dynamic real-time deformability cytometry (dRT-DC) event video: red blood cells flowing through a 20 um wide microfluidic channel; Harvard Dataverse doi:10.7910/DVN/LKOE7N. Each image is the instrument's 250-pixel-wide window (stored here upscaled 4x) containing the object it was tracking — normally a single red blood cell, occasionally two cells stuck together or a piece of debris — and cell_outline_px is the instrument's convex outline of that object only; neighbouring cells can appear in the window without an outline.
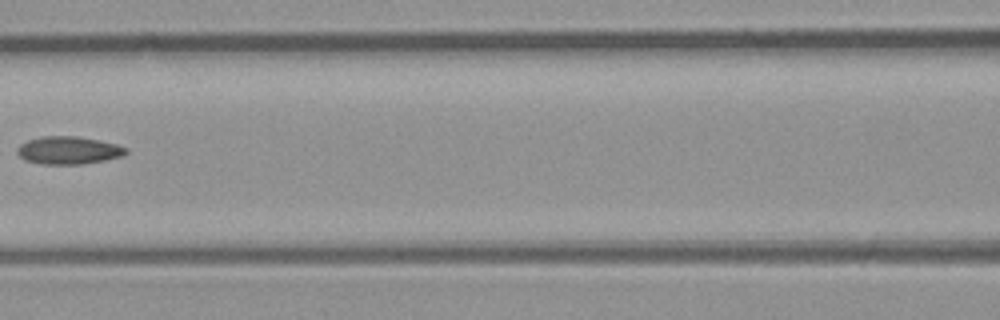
{"species": "common noctule bat (a hibernating species)", "species_latin": "Nyctalus noctula", "temperature_condition": "room temperature", "stored_images_in_passage": 8, "camera_frame_rate_fps": 3000, "um_per_image_px": 0.085, "animal": {"sex": "male", "body_mass_g": 23.1, "forearm_length_mm": 52.7}, "frame": {"image": 1, "passage_image": 8, "time_ms": 9.0, "image_size_px": [1000, 320], "cell_outline_px": [[128, 152], [120, 156], [104, 160], [80, 164], [44, 164], [24, 160], [12, 152], [20, 144], [28, 140], [40, 136], [76, 136], [116, 144], [128, 148]], "centroid_in_image_um": [5.73, 12.77], "position_along_channel_um": 160.9, "area_um2": 17.63}}